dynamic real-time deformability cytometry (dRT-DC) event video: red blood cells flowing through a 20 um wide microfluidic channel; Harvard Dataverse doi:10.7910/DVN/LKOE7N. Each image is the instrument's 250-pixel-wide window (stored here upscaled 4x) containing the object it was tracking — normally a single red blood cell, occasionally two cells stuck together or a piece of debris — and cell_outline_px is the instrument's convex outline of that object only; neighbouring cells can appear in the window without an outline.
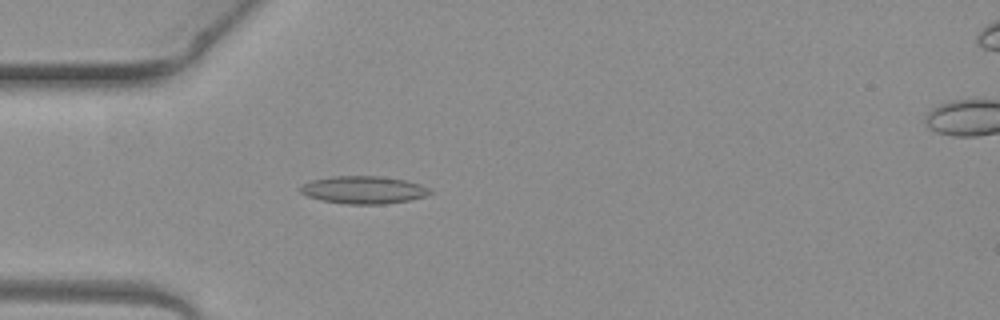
{"species": "common noctule bat (a hibernating species)", "species_latin": "Nyctalus noctula", "temperature_condition": "warm", "stored_images_in_passage": 5, "camera_frame_rate_fps": 3000, "um_per_image_px": 0.085, "animal": {"sex": "female", "body_mass_g": 19.3, "forearm_length_mm": 54.1}, "frame": {"image": 1, "passage_image": 4, "time_ms": 1.0, "image_size_px": [1000, 320], "cell_outline_px": [[432, 192], [424, 196], [408, 200], [384, 204], [344, 204], [320, 200], [308, 196], [300, 192], [300, 188], [304, 184], [312, 180], [332, 176], [380, 176], [404, 180], [420, 184], [428, 188]], "centroid_in_image_um": [30.88, 16.14], "position_along_channel_um": 54.1, "area_um2": 20.69}}